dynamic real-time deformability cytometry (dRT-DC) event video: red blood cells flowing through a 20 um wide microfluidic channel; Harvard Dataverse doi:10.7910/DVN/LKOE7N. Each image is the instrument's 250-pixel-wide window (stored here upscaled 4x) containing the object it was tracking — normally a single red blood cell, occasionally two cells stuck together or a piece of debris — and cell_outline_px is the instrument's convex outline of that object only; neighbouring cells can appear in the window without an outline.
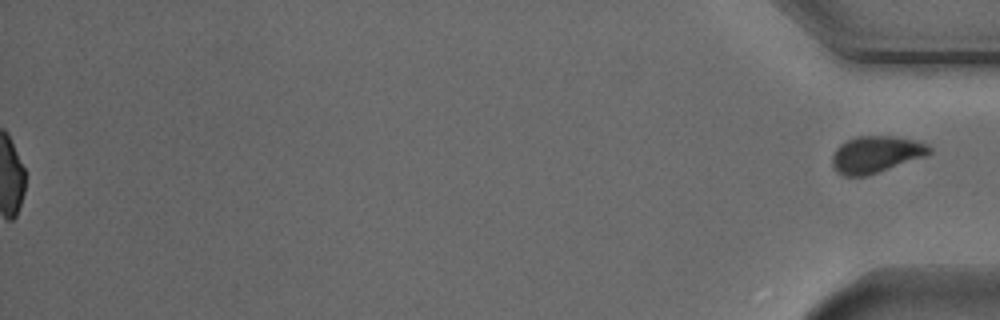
{"species": "Egyptian fruit bat (a non-hibernating species)", "species_latin": "Rousettus aegyptiacus", "temperature_condition": "cold", "stored_images_in_passage": 55, "segment_of_instrument_passage": [2, 2], "camera_frame_rate_fps": 3000, "um_per_image_px": 0.085, "animal": {"sex": "male"}, "frame": {"image": 1, "passage_image": 55, "time_ms": 18.0, "image_size_px": [1000, 320], "cell_outline_px": [[932, 152], [928, 156], [864, 176], [844, 176], [836, 172], [832, 168], [832, 156], [836, 148], [840, 144], [856, 136], [896, 136], [916, 140], [928, 144], [932, 148]], "centroid_in_image_um": [74.48, 13.11], "position_along_channel_um": 360.7, "area_um2": 21.04}}